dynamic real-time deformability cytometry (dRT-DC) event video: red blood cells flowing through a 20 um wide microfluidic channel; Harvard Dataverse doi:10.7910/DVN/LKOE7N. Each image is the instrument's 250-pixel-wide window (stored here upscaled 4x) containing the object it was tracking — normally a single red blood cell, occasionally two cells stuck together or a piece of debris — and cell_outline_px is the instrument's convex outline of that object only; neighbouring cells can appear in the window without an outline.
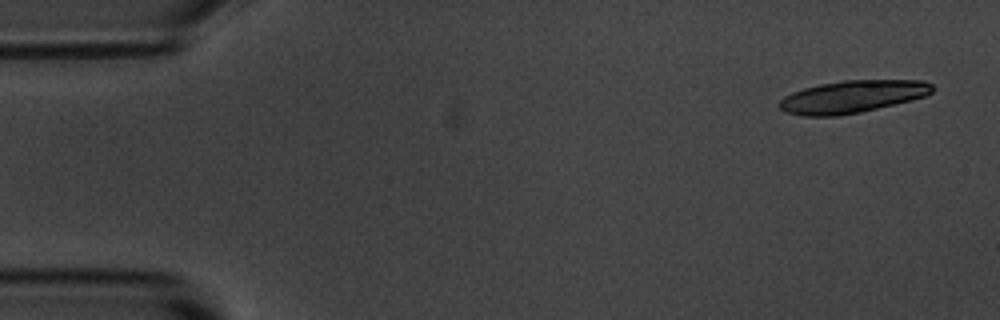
{"species": "common noctule bat (a hibernating species)", "species_latin": "Nyctalus noctula", "temperature_condition": "room temperature", "stored_images_in_passage": 5, "camera_frame_rate_fps": 3000, "um_per_image_px": 0.085, "animal": {"sex": "male", "body_mass_g": 20.1, "forearm_length_mm": 53.5}, "frame": {"image": 1, "passage_image": 1, "time_ms": 0.0, "image_size_px": [1000, 320], "cell_outline_px": [[936, 88], [932, 92], [924, 96], [912, 100], [860, 112], [836, 116], [804, 116], [784, 112], [780, 108], [780, 100], [784, 96], [792, 92], [804, 88], [820, 84], [844, 80], [924, 80], [932, 84]], "centroid_in_image_um": [72.46, 8.21], "position_along_channel_um": 12.5, "area_um2": 28.9}}